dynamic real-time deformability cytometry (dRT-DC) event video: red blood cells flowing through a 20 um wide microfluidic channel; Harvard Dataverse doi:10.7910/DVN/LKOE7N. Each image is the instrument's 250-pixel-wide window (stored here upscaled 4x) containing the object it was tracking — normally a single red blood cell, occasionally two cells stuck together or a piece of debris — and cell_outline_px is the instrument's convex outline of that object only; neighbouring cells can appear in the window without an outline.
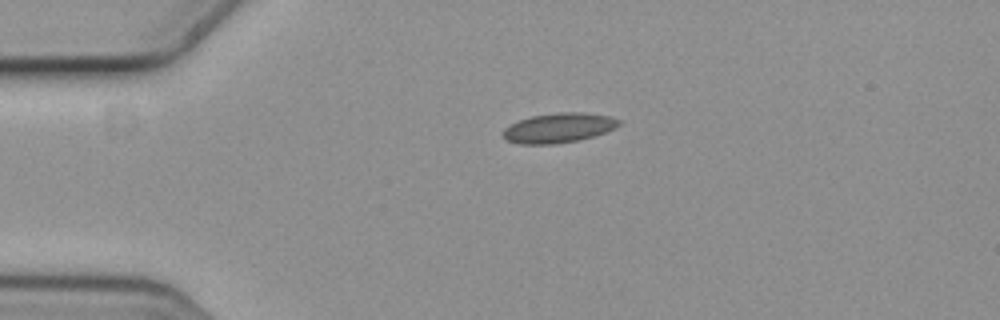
{"species": "common noctule bat (a hibernating species)", "species_latin": "Nyctalus noctula", "temperature_condition": "cold", "stored_images_in_passage": 2, "camera_frame_rate_fps": 3000, "um_per_image_px": 0.085, "animal": {"sex": "female", "body_mass_g": 19.3, "forearm_length_mm": 54.1}, "frame": {"image": 1, "passage_image": 1, "time_ms": 0.0, "image_size_px": [1000, 320], "cell_outline_px": [[620, 124], [616, 128], [592, 136], [576, 140], [556, 144], [520, 144], [504, 140], [504, 128], [520, 120], [532, 116], [556, 112], [584, 112], [612, 116], [620, 120]], "centroid_in_image_um": [47.5, 10.86], "position_along_channel_um": 37.5, "area_um2": 20.0}}